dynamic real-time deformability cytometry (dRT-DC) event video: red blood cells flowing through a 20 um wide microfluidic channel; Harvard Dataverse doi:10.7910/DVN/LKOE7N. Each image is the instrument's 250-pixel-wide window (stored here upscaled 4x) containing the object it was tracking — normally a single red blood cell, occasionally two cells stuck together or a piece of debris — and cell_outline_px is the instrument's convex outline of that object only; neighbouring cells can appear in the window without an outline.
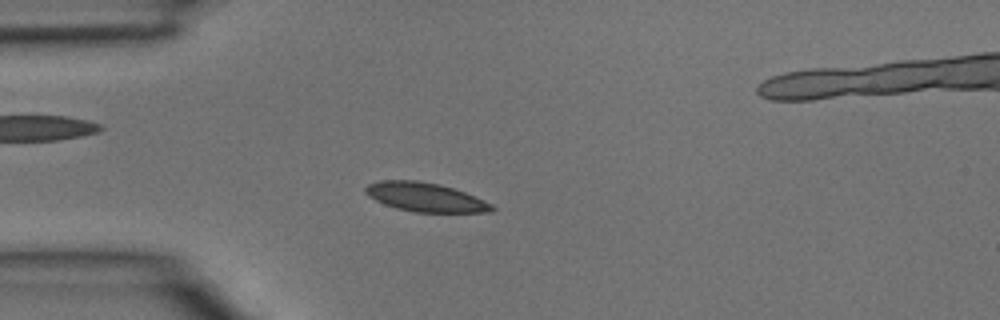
{"species": "common noctule bat (a hibernating species)", "species_latin": "Nyctalus noctula", "temperature_condition": "room temperature", "stored_images_in_passage": 4, "camera_frame_rate_fps": 3000, "um_per_image_px": 0.085, "animal": {"sex": "male", "body_mass_g": 15.6}, "frame": {"image": 1, "passage_image": 3, "time_ms": 0.667, "image_size_px": [1000, 320], "cell_outline_px": [[496, 208], [492, 212], [416, 212], [396, 208], [384, 204], [368, 196], [364, 192], [364, 188], [368, 184], [380, 180], [416, 180], [440, 184], [464, 192], [492, 204]], "centroid_in_image_um": [36.12, 16.75], "position_along_channel_um": 48.9, "area_um2": 21.27}}